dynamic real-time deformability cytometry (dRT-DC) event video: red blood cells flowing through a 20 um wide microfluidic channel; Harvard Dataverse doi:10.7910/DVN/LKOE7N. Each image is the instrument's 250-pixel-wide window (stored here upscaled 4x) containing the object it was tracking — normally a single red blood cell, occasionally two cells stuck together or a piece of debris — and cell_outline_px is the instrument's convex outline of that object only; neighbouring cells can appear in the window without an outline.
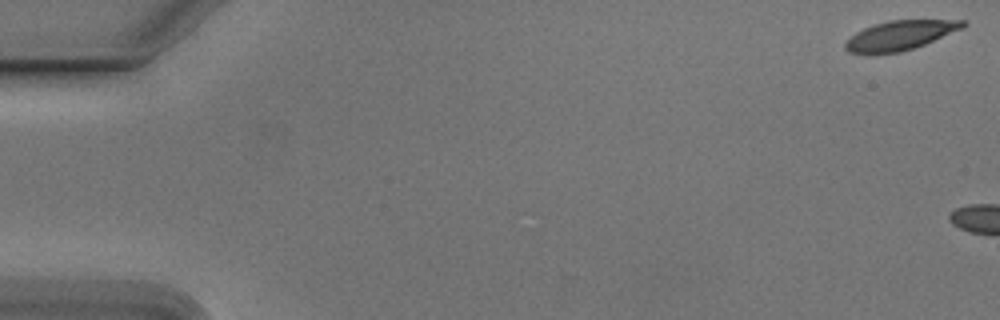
{"species": "Egyptian fruit bat (a non-hibernating species)", "species_latin": "Rousettus aegyptiacus", "temperature_condition": "cold", "stored_images_in_passage": 4, "camera_frame_rate_fps": 3000, "um_per_image_px": 0.085, "animal": {"sex": "male"}, "frame": {"image": 1, "passage_image": 1, "time_ms": 0.0, "image_size_px": [1000, 320], "cell_outline_px": [[968, 24], [964, 28], [924, 44], [900, 52], [848, 52], [844, 48], [844, 44], [856, 32], [864, 28], [888, 20], [964, 20]], "centroid_in_image_um": [76.56, 2.98], "position_along_channel_um": 8.4, "area_um2": 19.65}}